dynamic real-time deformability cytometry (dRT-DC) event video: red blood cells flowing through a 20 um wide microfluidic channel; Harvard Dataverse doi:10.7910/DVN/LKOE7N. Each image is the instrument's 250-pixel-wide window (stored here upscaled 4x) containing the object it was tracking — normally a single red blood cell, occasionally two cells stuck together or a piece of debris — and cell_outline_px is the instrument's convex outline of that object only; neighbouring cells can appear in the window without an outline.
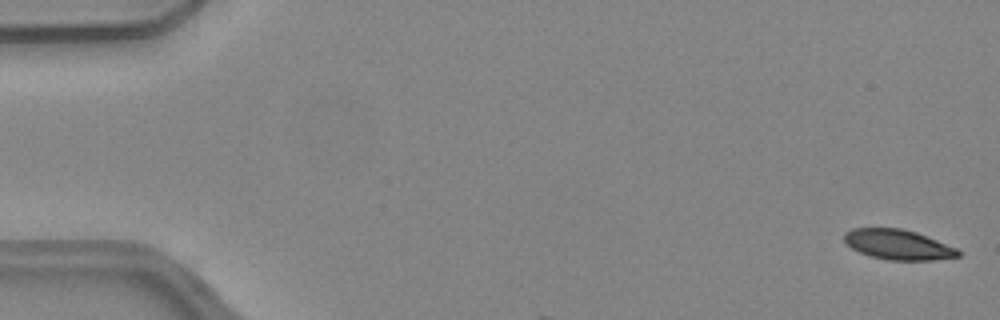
{"species": "common noctule bat (a hibernating species)", "species_latin": "Nyctalus noctula", "temperature_condition": "warm", "stored_images_in_passage": 6, "camera_frame_rate_fps": 3000, "um_per_image_px": 0.085, "animal": {"sex": "female", "body_mass_g": 24.6, "forearm_length_mm": 56.2}, "frame": {"image": 1, "passage_image": 1, "time_ms": 0.0, "image_size_px": [1000, 320], "cell_outline_px": [[960, 256], [936, 260], [888, 260], [868, 256], [852, 248], [844, 240], [844, 232], [852, 228], [900, 228], [916, 232], [956, 248], [960, 252]], "centroid_in_image_um": [76.31, 20.79], "position_along_channel_um": 8.7, "area_um2": 19.88}}